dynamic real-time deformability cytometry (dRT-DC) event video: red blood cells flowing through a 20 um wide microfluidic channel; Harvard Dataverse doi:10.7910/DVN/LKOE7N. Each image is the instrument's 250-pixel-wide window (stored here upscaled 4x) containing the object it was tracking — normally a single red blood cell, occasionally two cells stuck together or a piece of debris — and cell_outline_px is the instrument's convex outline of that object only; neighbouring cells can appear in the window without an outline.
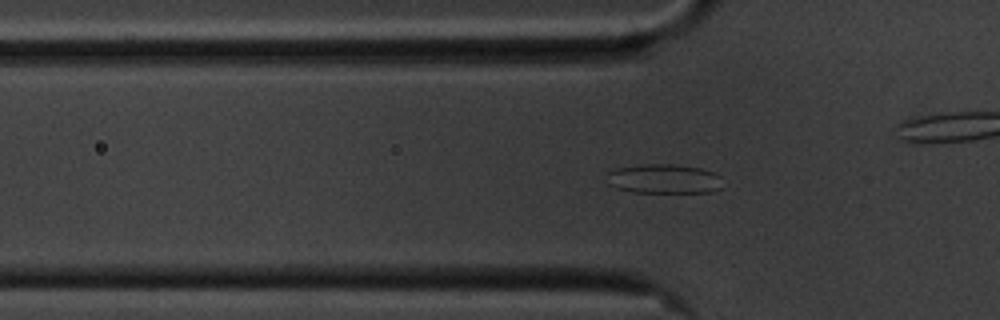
{"species": "common noctule bat (a hibernating species)", "species_latin": "Nyctalus noctula", "temperature_condition": "cold", "stored_images_in_passage": 58, "camera_frame_rate_fps": 3000, "um_per_image_px": 0.085, "animal": {"sex": "male", "body_mass_g": 20.1, "forearm_length_mm": 53.5}, "frame": {"image": 1, "passage_image": 18, "time_ms": 5.667, "image_size_px": [1000, 320], "cell_outline_px": [[720, 188], [712, 192], [632, 192], [616, 188], [608, 184], [604, 176], [608, 172], [616, 168], [640, 164], [672, 164], [700, 168], [716, 172], [720, 176]], "centroid_in_image_um": [56.38, 15.19], "position_along_channel_um": 69.4, "area_um2": 20.06}}
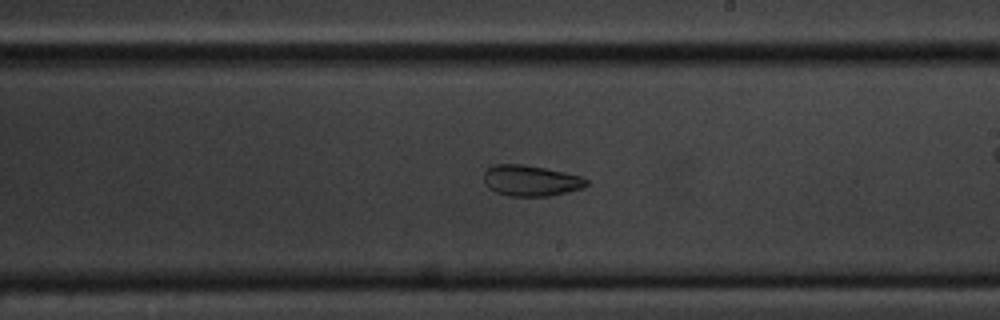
{"frame": {"image": 2, "passage_image": 33, "time_ms": 10.667, "image_size_px": [1000, 320], "cell_outline_px": [[588, 184], [584, 188], [552, 196], [508, 196], [496, 192], [488, 188], [484, 180], [484, 172], [492, 164], [524, 164], [564, 172], [580, 176], [588, 180]], "centroid_in_image_um": [45.12, 15.36], "position_along_channel_um": 243.9, "area_um2": 18.61}}
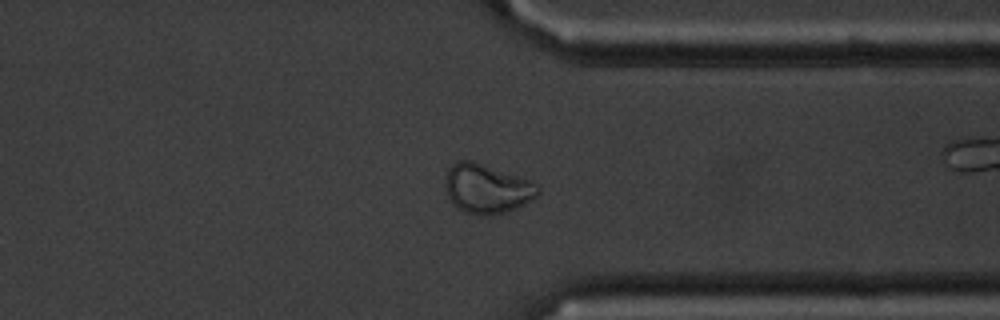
{"frame": {"image": 3, "passage_image": 44, "time_ms": 14.333, "image_size_px": [1000, 320], "cell_outline_px": [[540, 192], [532, 200], [516, 208], [504, 212], [488, 216], [480, 216], [464, 212], [456, 208], [452, 204], [448, 196], [444, 184], [444, 180], [448, 168], [456, 160], [472, 160], [540, 184]], "centroid_in_image_um": [41.35, 16.04], "position_along_channel_um": 370.0, "area_um2": 26.93}, "authors_computed_cell_mechanics": {"area_um2": 23.987, "velocity_mm_per_s": 3.486, "shape_relaxation_time_tau1_ms": null, "shape_relaxation_time_tau2_ms": 2.6914, "deformation_change_tau1": null, "deformation_change_tau2": 0.0781}}